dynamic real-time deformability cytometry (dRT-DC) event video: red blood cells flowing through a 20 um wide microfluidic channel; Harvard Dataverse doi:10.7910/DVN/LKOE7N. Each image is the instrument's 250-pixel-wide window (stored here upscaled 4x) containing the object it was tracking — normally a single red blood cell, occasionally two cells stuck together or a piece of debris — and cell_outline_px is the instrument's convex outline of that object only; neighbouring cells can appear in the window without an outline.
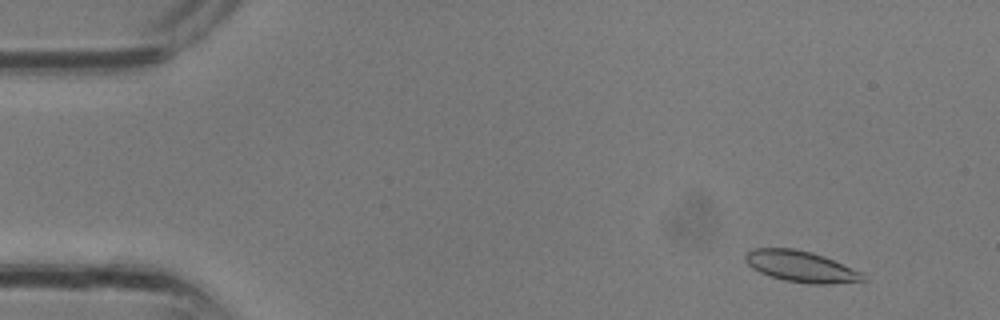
{"species": "common noctule bat (a hibernating species)", "species_latin": "Nyctalus noctula", "temperature_condition": "room temperature", "stored_images_in_passage": 32, "camera_frame_rate_fps": 3000, "um_per_image_px": 0.085, "animal": {"sex": "male", "body_mass_g": 13.3}, "frame": {"image": 1, "passage_image": 3, "time_ms": 0.667, "image_size_px": [1000, 320], "cell_outline_px": [[868, 280], [828, 284], [808, 284], [784, 280], [760, 272], [752, 268], [744, 260], [744, 256], [752, 248], [792, 248], [812, 252], [824, 256], [860, 272]], "centroid_in_image_um": [68.05, 22.65], "position_along_channel_um": 17.0, "area_um2": 21.15}}
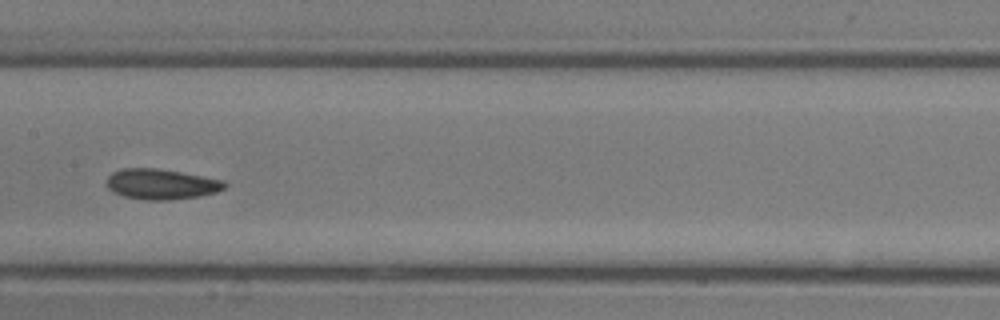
{"frame": {"image": 2, "passage_image": 16, "time_ms": 5.0, "image_size_px": [1000, 320], "cell_outline_px": [[228, 184], [224, 188], [216, 192], [200, 196], [168, 200], [148, 200], [124, 196], [112, 192], [104, 184], [108, 176], [112, 172], [120, 168], [156, 168], [180, 172], [224, 180]], "centroid_in_image_um": [13.67, 15.65], "position_along_channel_um": 193.7, "area_um2": 21.04}}
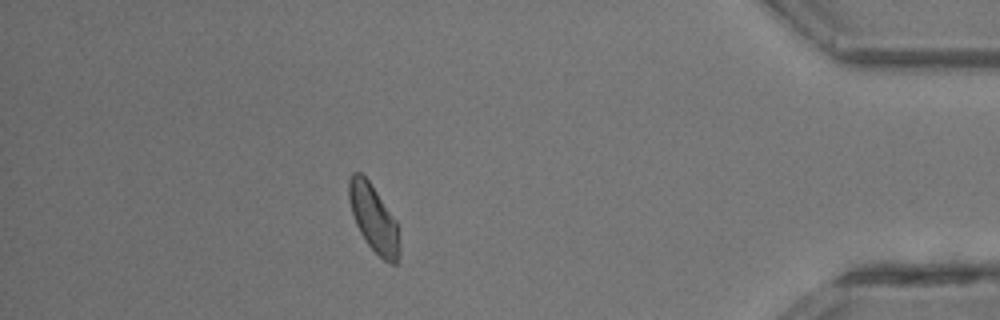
{"frame": {"image": 3, "passage_image": 28, "time_ms": 9.0, "image_size_px": [1000, 320], "cell_outline_px": [[400, 252], [396, 264], [392, 264], [384, 260], [368, 244], [360, 232], [356, 224], [352, 212], [348, 196], [348, 180], [352, 172], [360, 172], [368, 180], [396, 220], [400, 244]], "centroid_in_image_um": [31.76, 18.56], "position_along_channel_um": 403.4, "area_um2": 19.54}}